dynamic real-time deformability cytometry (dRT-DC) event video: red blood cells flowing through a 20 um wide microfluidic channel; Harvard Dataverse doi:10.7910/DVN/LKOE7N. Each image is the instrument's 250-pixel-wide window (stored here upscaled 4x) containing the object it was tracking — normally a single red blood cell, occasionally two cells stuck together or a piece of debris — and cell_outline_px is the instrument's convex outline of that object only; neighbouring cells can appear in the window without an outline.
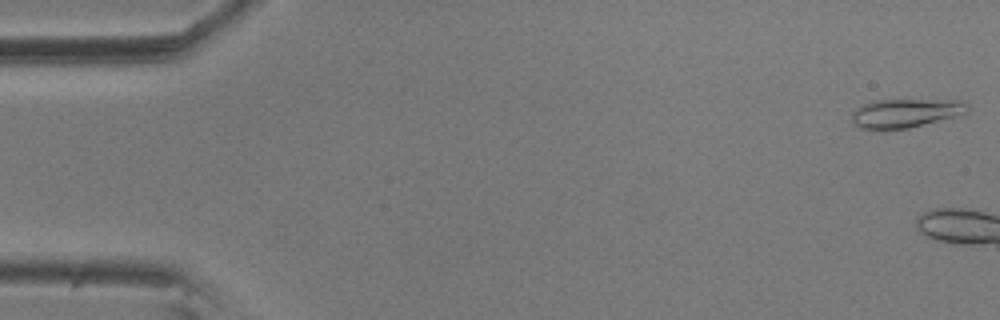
{"species": "common noctule bat (a hibernating species)", "species_latin": "Nyctalus noctula", "temperature_condition": "room temperature", "stored_images_in_passage": 6, "camera_frame_rate_fps": 3000, "um_per_image_px": 0.085, "animal": {"sex": "male", "body_mass_g": 20.5, "forearm_length_mm": 52.5}, "frame": {"image": 1, "passage_image": 1, "time_ms": 0.0, "image_size_px": [1000, 320], "cell_outline_px": [[968, 112], [956, 116], [908, 128], [860, 128], [852, 124], [852, 112], [856, 108], [864, 104], [876, 100], [960, 100], [968, 104]], "centroid_in_image_um": [76.97, 9.6], "position_along_channel_um": 8.0, "area_um2": 19.13}}